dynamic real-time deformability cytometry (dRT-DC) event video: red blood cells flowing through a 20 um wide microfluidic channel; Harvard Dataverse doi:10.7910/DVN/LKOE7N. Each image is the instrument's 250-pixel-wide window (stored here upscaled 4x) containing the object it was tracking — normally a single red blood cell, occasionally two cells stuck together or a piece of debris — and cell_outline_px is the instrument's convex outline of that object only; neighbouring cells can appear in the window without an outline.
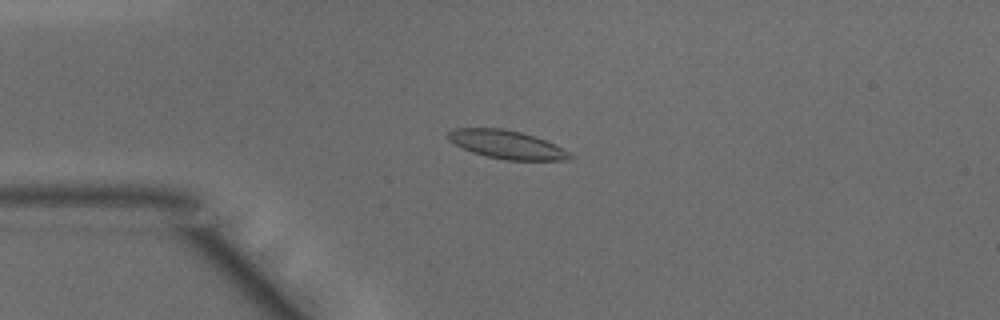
{"species": "common noctule bat (a hibernating species)", "species_latin": "Nyctalus noctula", "temperature_condition": "warm", "stored_images_in_passage": 48, "camera_frame_rate_fps": 3000, "um_per_image_px": 0.085, "animal": {"sex": "male", "body_mass_g": 15.6}, "frame": {"image": 1, "passage_image": 11, "time_ms": 3.333, "image_size_px": [1000, 320], "cell_outline_px": [[576, 156], [568, 160], [504, 160], [472, 152], [448, 140], [444, 136], [448, 132], [456, 128], [504, 128], [536, 136], [556, 144]], "centroid_in_image_um": [43.11, 12.28], "position_along_channel_um": 41.9, "area_um2": 20.29}}
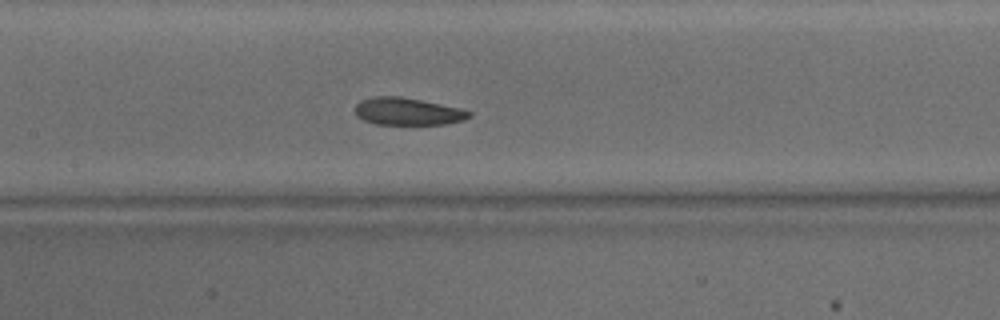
{"frame": {"image": 2, "passage_image": 22, "time_ms": 7.0, "image_size_px": [1000, 320], "cell_outline_px": [[472, 116], [464, 120], [444, 124], [376, 124], [364, 120], [356, 116], [356, 104], [360, 100], [372, 96], [400, 96], [460, 108], [472, 112]], "centroid_in_image_um": [34.64, 9.47], "position_along_channel_um": 172.8, "area_um2": 18.15}}
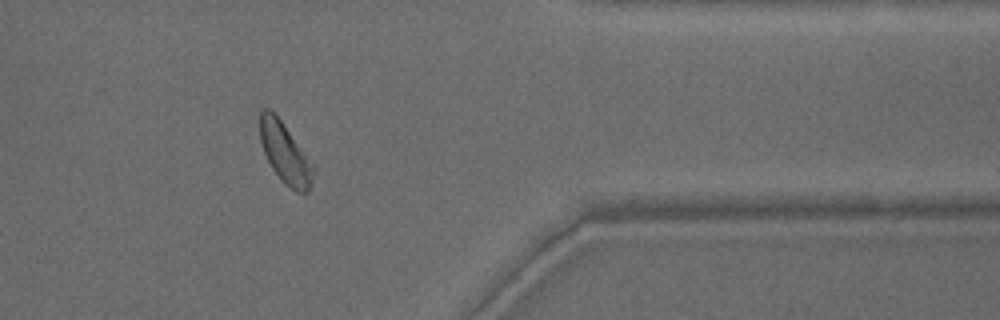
{"frame": {"image": 3, "passage_image": 39, "time_ms": 12.667, "image_size_px": [1000, 320], "cell_outline_px": [[312, 184], [308, 192], [296, 192], [284, 184], [280, 180], [272, 168], [264, 152], [260, 140], [260, 108], [268, 108], [284, 124], [312, 164]], "centroid_in_image_um": [24.19, 13.03], "position_along_channel_um": 387.2, "area_um2": 18.38}, "authors_computed_cell_mechanics": {"area_um2": 19.4208, "velocity_mm_per_s": 4.1254, "shape_relaxation_time_tau1_ms": 2.5584, "shape_relaxation_time_tau2_ms": 1.8727, "deformation_change_tau1": 0.1013, "deformation_change_tau2": 0.0826}}